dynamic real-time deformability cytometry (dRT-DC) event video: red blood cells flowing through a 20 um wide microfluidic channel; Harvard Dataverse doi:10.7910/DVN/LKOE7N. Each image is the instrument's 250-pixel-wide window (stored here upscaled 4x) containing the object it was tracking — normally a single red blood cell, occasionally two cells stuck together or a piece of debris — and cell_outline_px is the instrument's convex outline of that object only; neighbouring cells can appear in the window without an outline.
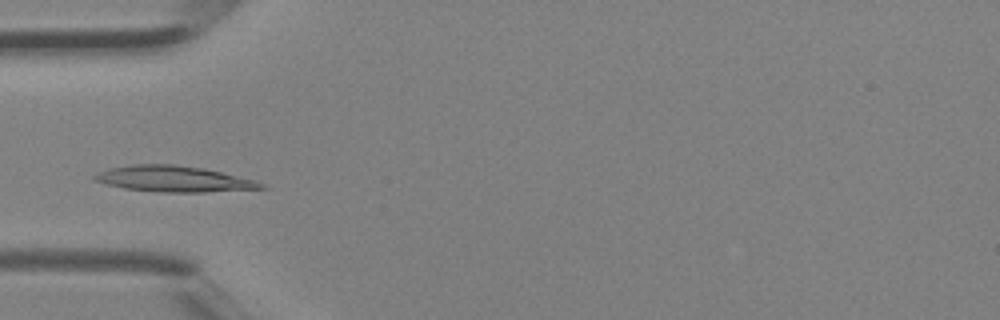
{"species": "Egyptian fruit bat (a non-hibernating species)", "species_latin": "Rousettus aegyptiacus", "temperature_condition": "room temperature", "stored_images_in_passage": 41, "camera_frame_rate_fps": 3000, "um_per_image_px": 0.085, "animal": {"sex": "female"}, "frame": {"image": 1, "passage_image": 14, "time_ms": 4.333, "image_size_px": [1000, 320], "cell_outline_px": [[268, 188], [204, 192], [160, 192], [124, 188], [92, 180], [92, 176], [96, 172], [108, 168], [132, 164], [172, 164], [204, 168], [256, 180], [264, 184]], "centroid_in_image_um": [14.75, 15.2], "position_along_channel_um": 70.3, "area_um2": 25.26}}
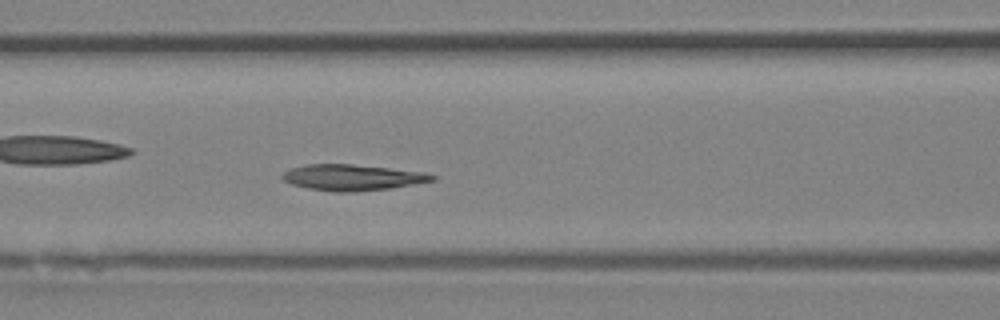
{"frame": {"image": 2, "passage_image": 18, "time_ms": 5.667, "image_size_px": [1000, 320], "cell_outline_px": [[436, 180], [388, 188], [348, 192], [332, 192], [308, 188], [292, 184], [284, 180], [280, 176], [284, 172], [292, 168], [308, 164], [352, 164], [428, 172], [436, 176]], "centroid_in_image_um": [29.96, 15.07], "position_along_channel_um": 136.6, "area_um2": 22.54}}
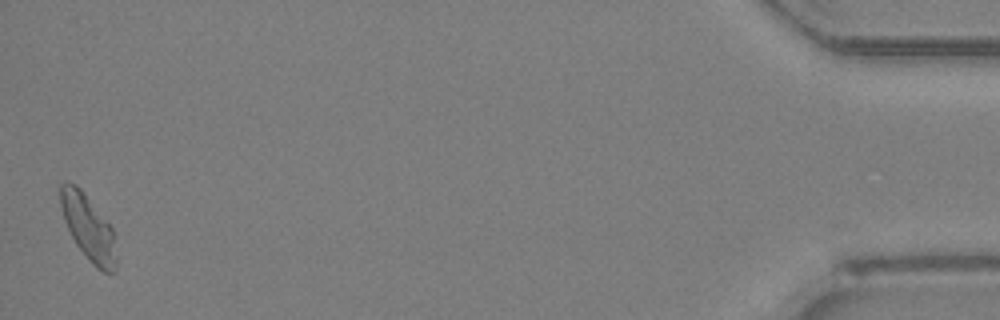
{"frame": {"image": 3, "passage_image": 41, "time_ms": 13.333, "image_size_px": [1000, 320], "cell_outline_px": [[116, 272], [104, 272], [96, 268], [92, 264], [76, 244], [64, 220], [60, 204], [60, 184], [64, 180], [76, 184], [84, 192], [112, 228], [116, 260]], "centroid_in_image_um": [7.48, 19.32], "position_along_channel_um": 427.7, "area_um2": 21.04}}